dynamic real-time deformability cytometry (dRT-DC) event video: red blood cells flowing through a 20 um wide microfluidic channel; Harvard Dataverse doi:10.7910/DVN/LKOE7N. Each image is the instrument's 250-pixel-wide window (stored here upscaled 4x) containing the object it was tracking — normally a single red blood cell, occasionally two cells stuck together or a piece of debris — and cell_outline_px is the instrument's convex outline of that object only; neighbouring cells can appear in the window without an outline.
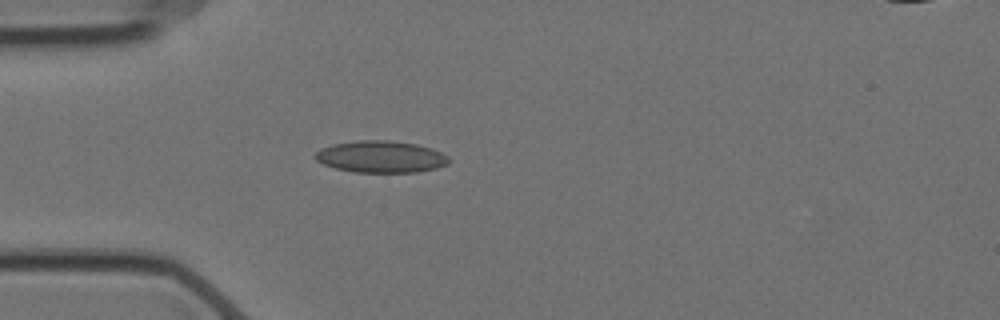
{"species": "Egyptian fruit bat (a non-hibernating species)", "species_latin": "Rousettus aegyptiacus", "temperature_condition": "cold", "stored_images_in_passage": 42, "camera_frame_rate_fps": 3000, "um_per_image_px": 0.085, "animal": {"sex": "female"}, "frame": {"image": 1, "passage_image": 1, "time_ms": 0.0, "image_size_px": [1000, 320], "cell_outline_px": [[448, 164], [436, 168], [416, 172], [356, 172], [336, 168], [324, 164], [316, 160], [312, 156], [320, 148], [332, 144], [360, 140], [388, 140], [416, 144], [432, 148], [448, 156]], "centroid_in_image_um": [32.35, 13.32], "position_along_channel_um": 52.7, "area_um2": 24.74}}
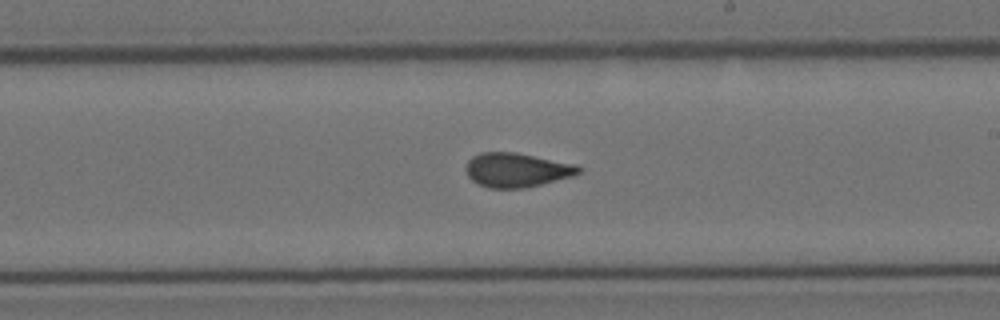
{"frame": {"image": 2, "passage_image": 18, "time_ms": 5.667, "image_size_px": [1000, 320], "cell_outline_px": [[584, 168], [580, 172], [572, 176], [524, 188], [488, 188], [472, 180], [468, 176], [468, 160], [472, 156], [480, 152], [516, 152], [576, 164]], "centroid_in_image_um": [43.95, 14.44], "position_along_channel_um": 245.1, "area_um2": 22.31}}
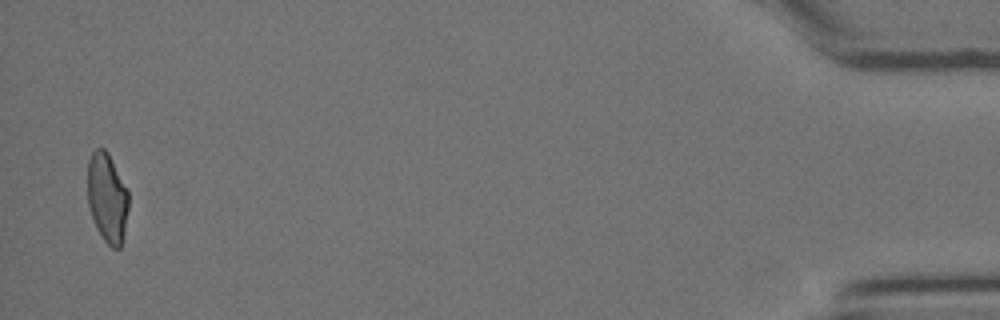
{"frame": {"image": 3, "passage_image": 41, "time_ms": 13.333, "image_size_px": [1000, 320], "cell_outline_px": [[128, 208], [124, 236], [120, 248], [112, 248], [104, 240], [96, 228], [88, 204], [88, 160], [92, 152], [96, 148], [104, 148], [108, 152], [128, 188]], "centroid_in_image_um": [9.13, 16.79], "position_along_channel_um": 426.1, "area_um2": 21.56}, "authors_computed_cell_mechanics": {"area_um2": 22.2819, "velocity_mm_per_s": 3.5261, "shape_relaxation_time_tau1_ms": null, "shape_relaxation_time_tau2_ms": 1.2627, "deformation_change_tau1": null, "deformation_change_tau2": 0.0567}}